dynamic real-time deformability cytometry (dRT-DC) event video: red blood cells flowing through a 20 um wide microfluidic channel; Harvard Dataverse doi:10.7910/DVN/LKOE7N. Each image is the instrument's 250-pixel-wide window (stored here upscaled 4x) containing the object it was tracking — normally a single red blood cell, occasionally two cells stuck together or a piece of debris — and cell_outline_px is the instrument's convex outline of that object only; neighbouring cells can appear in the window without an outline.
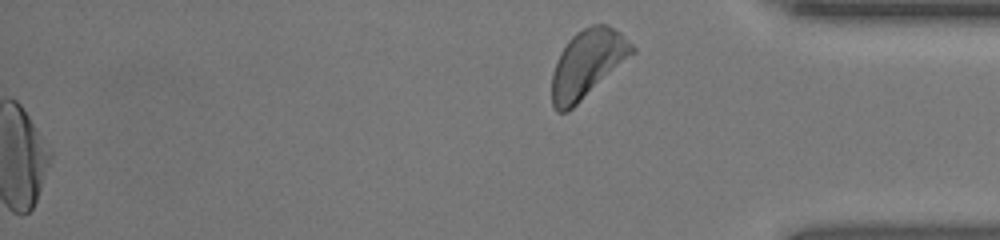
{"species": "human", "species_latin": "Homo sapiens", "temperature_condition": "room temperature", "stored_images_in_passage": 45, "segment_of_instrument_passage": [2, 2], "camera_frame_rate_fps": 3000, "um_per_image_px": 0.085, "donor": {"sex": "female"}, "frame": {"image": 1, "passage_image": 45, "time_ms": 14.667, "image_size_px": [1000, 240], "cell_outline_px": [[636, 52], [568, 112], [556, 112], [552, 104], [552, 72], [556, 60], [560, 52], [568, 40], [576, 32], [592, 24], [608, 24], [620, 32], [636, 48]], "centroid_in_image_um": [49.93, 5.41], "position_along_channel_um": 385.3, "area_um2": 31.79}}